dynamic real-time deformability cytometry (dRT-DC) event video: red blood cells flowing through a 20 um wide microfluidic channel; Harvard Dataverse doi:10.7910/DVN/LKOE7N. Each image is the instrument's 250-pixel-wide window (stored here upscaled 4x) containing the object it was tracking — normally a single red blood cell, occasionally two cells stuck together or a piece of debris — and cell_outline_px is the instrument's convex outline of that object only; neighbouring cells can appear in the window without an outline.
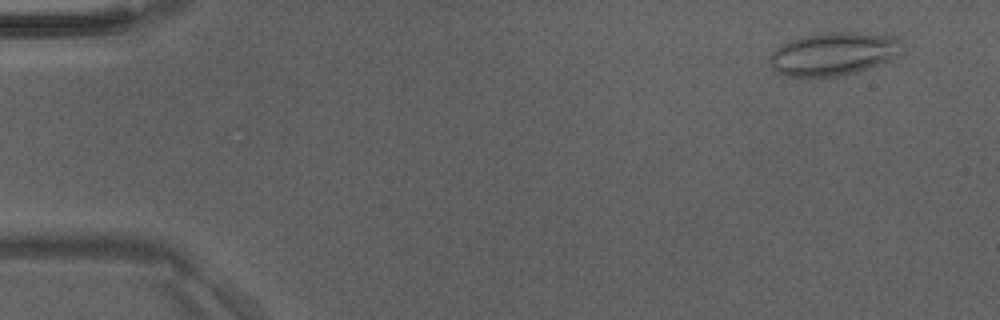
{"species": "Egyptian fruit bat (a non-hibernating species)", "species_latin": "Rousettus aegyptiacus", "temperature_condition": "room temperature", "stored_images_in_passage": 48, "camera_frame_rate_fps": 3000, "um_per_image_px": 0.085, "animal": {"sex": "male"}, "frame": {"image": 1, "passage_image": 4, "time_ms": 1.0, "image_size_px": [1000, 320], "cell_outline_px": [[904, 52], [888, 60], [860, 72], [836, 76], [800, 80], [784, 76], [776, 72], [772, 68], [768, 60], [768, 56], [776, 48], [800, 36], [824, 32], [852, 32], [896, 36]], "centroid_in_image_um": [70.78, 4.62], "position_along_channel_um": 14.2, "area_um2": 34.1}}
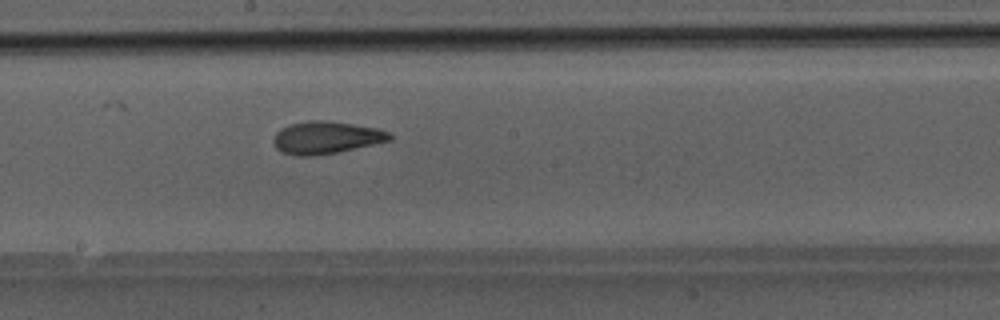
{"frame": {"image": 2, "passage_image": 27, "time_ms": 8.667, "image_size_px": [1000, 320], "cell_outline_px": [[392, 140], [336, 152], [312, 156], [296, 156], [280, 152], [276, 148], [272, 140], [276, 132], [280, 128], [288, 124], [308, 120], [328, 120], [376, 128], [388, 132], [392, 136]], "centroid_in_image_um": [27.66, 11.69], "position_along_channel_um": 220.5, "area_um2": 22.02}}
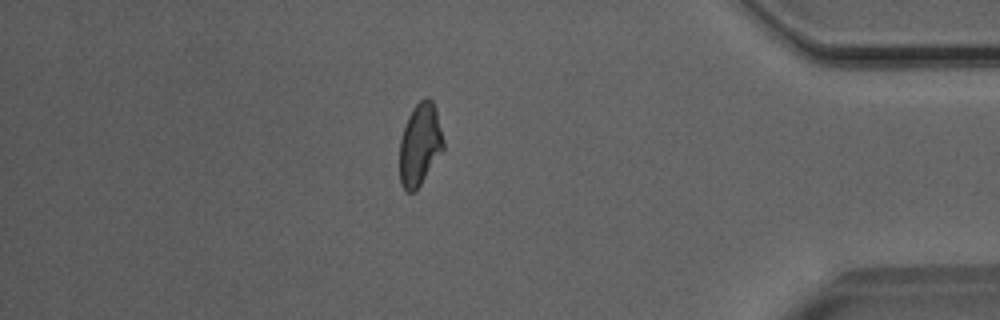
{"frame": {"image": 3, "passage_image": 42, "time_ms": 13.667, "image_size_px": [1000, 320], "cell_outline_px": [[444, 148], [416, 192], [408, 192], [400, 184], [400, 140], [408, 116], [412, 108], [424, 96], [428, 96], [432, 100], [436, 108], [444, 140]], "centroid_in_image_um": [35.7, 12.26], "position_along_channel_um": 399.5, "area_um2": 21.1}}